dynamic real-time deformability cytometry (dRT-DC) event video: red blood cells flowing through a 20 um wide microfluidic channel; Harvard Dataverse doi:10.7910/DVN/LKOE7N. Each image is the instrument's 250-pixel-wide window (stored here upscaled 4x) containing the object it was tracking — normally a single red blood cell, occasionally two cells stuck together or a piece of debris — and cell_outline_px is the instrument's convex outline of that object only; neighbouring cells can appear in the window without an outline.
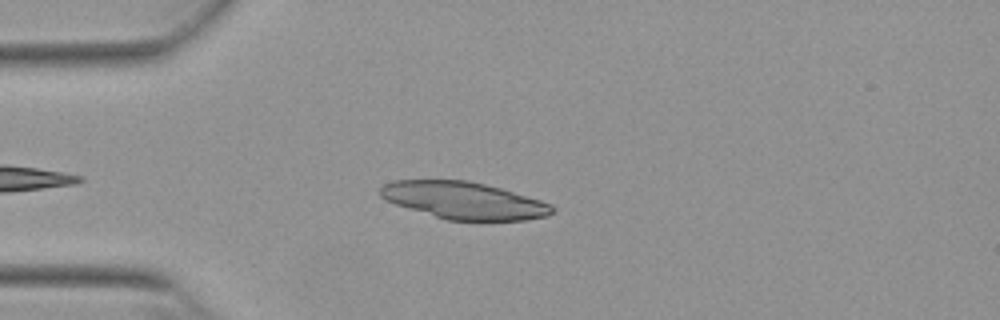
{"species": "Egyptian fruit bat (a non-hibernating species)", "species_latin": "Rousettus aegyptiacus", "temperature_condition": "warm", "stored_images_in_passage": 42, "camera_frame_rate_fps": 3000, "um_per_image_px": 0.085, "animal": {"sex": "female"}, "frame": {"image": 1, "passage_image": 7, "time_ms": 2.0, "image_size_px": [1000, 320], "cell_outline_px": [[556, 212], [548, 216], [524, 220], [448, 220], [396, 204], [384, 200], [380, 196], [380, 188], [384, 184], [392, 180], [468, 180], [500, 188], [540, 200], [552, 204], [556, 208]], "centroid_in_image_um": [39.45, 17.03], "position_along_channel_um": 45.6, "area_um2": 37.05}}